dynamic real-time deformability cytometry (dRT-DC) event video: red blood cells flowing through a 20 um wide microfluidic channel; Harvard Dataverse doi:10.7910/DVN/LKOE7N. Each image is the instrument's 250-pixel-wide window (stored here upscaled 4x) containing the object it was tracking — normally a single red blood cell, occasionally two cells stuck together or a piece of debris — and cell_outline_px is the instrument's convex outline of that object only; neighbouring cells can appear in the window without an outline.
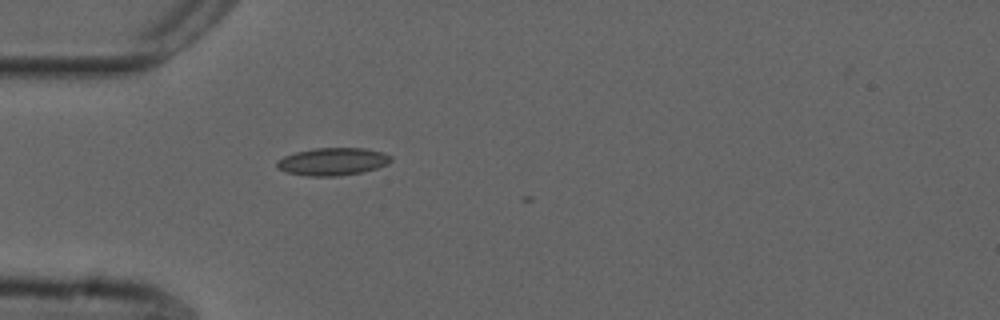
{"species": "common noctule bat (a hibernating species)", "species_latin": "Nyctalus noctula", "temperature_condition": "cold", "stored_images_in_passage": 2, "camera_frame_rate_fps": 3000, "um_per_image_px": 0.085, "animal": {"sex": "male", "forearm_length_mm": 52.5}, "frame": {"image": 1, "passage_image": 1, "time_ms": 0.0, "image_size_px": [1000, 320], "cell_outline_px": [[392, 160], [388, 164], [376, 168], [360, 172], [336, 176], [308, 176], [284, 172], [276, 168], [276, 160], [284, 156], [296, 152], [316, 148], [364, 148], [384, 152], [392, 156]], "centroid_in_image_um": [28.25, 13.73], "position_along_channel_um": 56.7, "area_um2": 18.44}}